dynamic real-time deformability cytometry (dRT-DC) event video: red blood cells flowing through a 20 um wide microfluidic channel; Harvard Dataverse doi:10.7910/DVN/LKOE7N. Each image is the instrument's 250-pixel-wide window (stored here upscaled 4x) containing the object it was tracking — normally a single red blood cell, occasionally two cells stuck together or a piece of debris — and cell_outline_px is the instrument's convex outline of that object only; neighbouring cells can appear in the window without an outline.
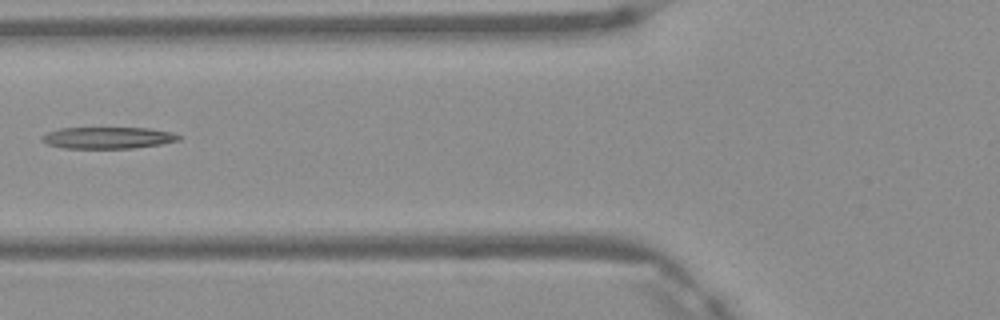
{"species": "Egyptian fruit bat (a non-hibernating species)", "species_latin": "Rousettus aegyptiacus", "temperature_condition": "warm", "stored_images_in_passage": 3, "camera_frame_rate_fps": 3000, "um_per_image_px": 0.085, "frame": {"image": 1, "passage_image": 2, "time_ms": 0.333, "image_size_px": [1000, 320], "cell_outline_px": [[180, 140], [160, 144], [132, 148], [64, 148], [48, 144], [40, 136], [48, 132], [60, 128], [148, 128], [172, 132], [180, 136]], "centroid_in_image_um": [9.18, 11.71], "position_along_channel_um": 116.6, "area_um2": 17.05}}
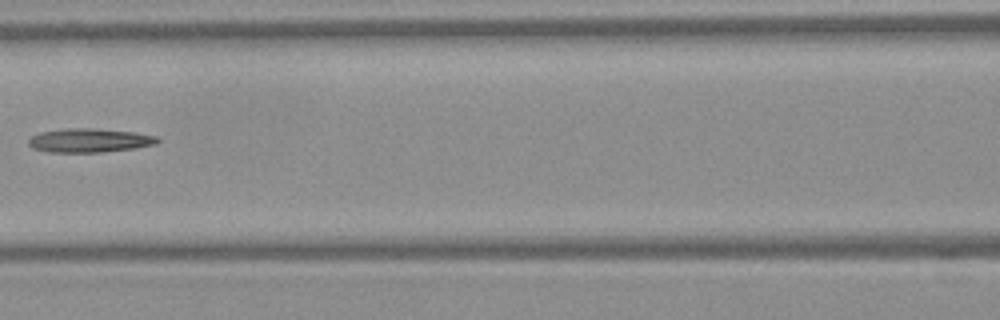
{"frame": {"image": 2, "passage_image": 3, "time_ms": 0.667, "image_size_px": [1000, 320], "cell_outline_px": [[160, 140], [156, 144], [132, 148], [100, 152], [48, 152], [32, 148], [28, 144], [28, 140], [32, 136], [40, 132], [64, 128], [92, 128], [136, 132], [156, 136]], "centroid_in_image_um": [7.57, 11.92], "position_along_channel_um": 159.0, "area_um2": 17.92}}